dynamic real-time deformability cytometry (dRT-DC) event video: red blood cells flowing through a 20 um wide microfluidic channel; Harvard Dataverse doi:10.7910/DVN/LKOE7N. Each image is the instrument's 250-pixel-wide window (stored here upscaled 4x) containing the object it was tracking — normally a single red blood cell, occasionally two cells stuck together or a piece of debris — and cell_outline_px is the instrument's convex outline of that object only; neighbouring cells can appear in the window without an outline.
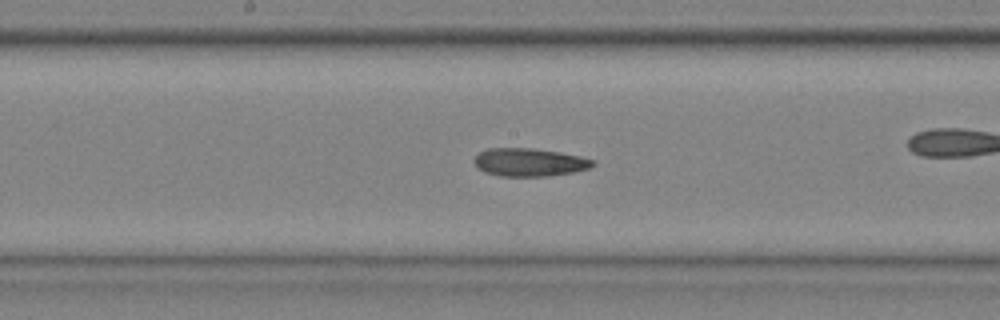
{"species": "common noctule bat (a hibernating species)", "species_latin": "Nyctalus noctula", "temperature_condition": "cold", "stored_images_in_passage": 17, "camera_frame_rate_fps": 3000, "um_per_image_px": 0.085, "animal": {"sex": "male", "body_mass_g": 20.4}, "frame": {"image": 1, "passage_image": 12, "time_ms": 3.667, "image_size_px": [1000, 320], "cell_outline_px": [[596, 164], [588, 168], [572, 172], [548, 176], [500, 176], [484, 172], [476, 168], [472, 160], [480, 152], [488, 148], [532, 148], [560, 152], [580, 156], [592, 160]], "centroid_in_image_um": [44.94, 13.79], "position_along_channel_um": 203.3, "area_um2": 19.42}}